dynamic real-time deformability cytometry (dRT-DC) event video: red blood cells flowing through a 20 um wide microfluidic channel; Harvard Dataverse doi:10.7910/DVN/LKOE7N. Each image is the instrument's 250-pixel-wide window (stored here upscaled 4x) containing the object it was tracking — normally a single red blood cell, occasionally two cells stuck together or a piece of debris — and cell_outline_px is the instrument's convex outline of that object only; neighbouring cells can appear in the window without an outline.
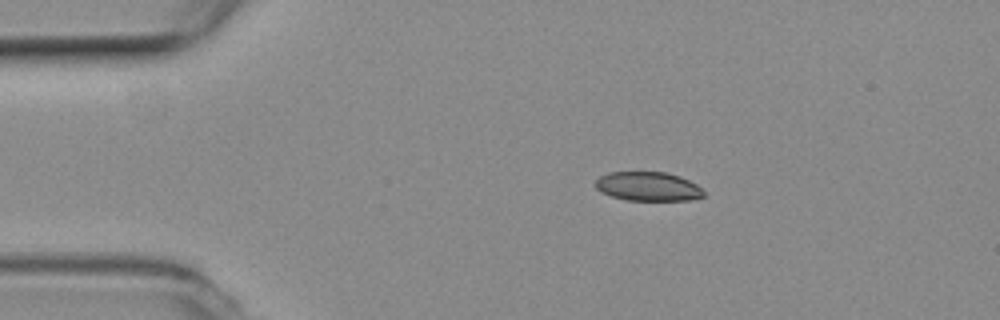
{"species": "common noctule bat (a hibernating species)", "species_latin": "Nyctalus noctula", "temperature_condition": "room temperature", "stored_images_in_passage": 4, "camera_frame_rate_fps": 3000, "um_per_image_px": 0.085, "animal": {"sex": "female", "body_mass_g": 19.3, "forearm_length_mm": 54.1}, "frame": {"image": 1, "passage_image": 1, "time_ms": 0.0, "image_size_px": [1000, 320], "cell_outline_px": [[704, 196], [692, 200], [628, 200], [612, 196], [600, 192], [596, 188], [596, 180], [600, 176], [608, 172], [668, 172], [680, 176], [696, 184], [704, 192]], "centroid_in_image_um": [55.08, 15.84], "position_along_channel_um": 29.9, "area_um2": 18.32}}